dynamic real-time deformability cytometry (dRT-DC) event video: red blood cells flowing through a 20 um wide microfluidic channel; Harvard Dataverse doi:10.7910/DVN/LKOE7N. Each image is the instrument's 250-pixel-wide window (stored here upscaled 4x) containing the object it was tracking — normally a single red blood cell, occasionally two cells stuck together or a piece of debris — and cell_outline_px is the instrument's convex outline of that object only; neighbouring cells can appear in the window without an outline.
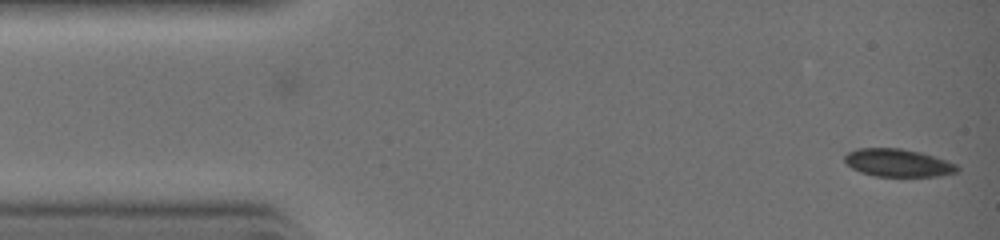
{"species": "common noctule bat (a hibernating species)", "species_latin": "Nyctalus noctula", "temperature_condition": "warm", "stored_images_in_passage": 4, "camera_frame_rate_fps": 3000, "um_per_image_px": 0.085, "animal": {"sex": "female", "body_mass_g": 19.0, "forearm_length_mm": 51.5}, "frame": {"image": 1, "passage_image": 4, "time_ms": 1.0, "image_size_px": [1000, 240], "cell_outline_px": [[960, 168], [956, 172], [940, 176], [876, 176], [860, 172], [852, 168], [844, 160], [844, 156], [848, 152], [856, 148], [900, 148], [920, 152], [956, 164]], "centroid_in_image_um": [76.3, 13.84], "position_along_channel_um": 8.7, "area_um2": 18.09}}